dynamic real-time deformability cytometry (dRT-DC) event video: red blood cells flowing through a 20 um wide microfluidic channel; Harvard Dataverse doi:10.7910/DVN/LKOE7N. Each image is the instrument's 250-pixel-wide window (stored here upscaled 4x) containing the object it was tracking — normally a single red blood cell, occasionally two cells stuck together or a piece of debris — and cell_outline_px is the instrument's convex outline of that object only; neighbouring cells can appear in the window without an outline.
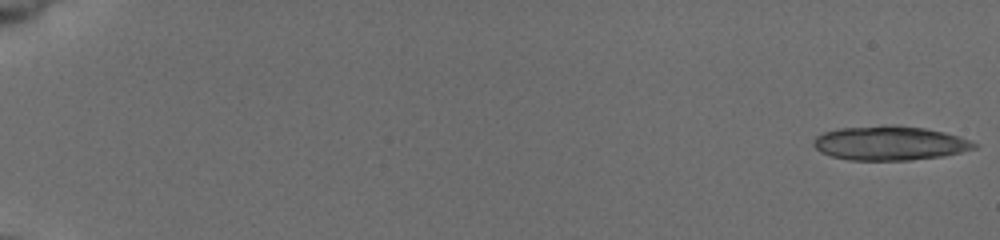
{"species": "common noctule bat (a hibernating species)", "species_latin": "Nyctalus noctula", "temperature_condition": "cold", "stored_images_in_passage": 9, "camera_frame_rate_fps": 3000, "um_per_image_px": 0.085, "animal": {"sex": "female", "body_mass_g": 19.5, "forearm_length_mm": 54.1}, "frame": {"image": 1, "passage_image": 1, "time_ms": 0.0, "image_size_px": [1000, 240], "cell_outline_px": [[980, 144], [976, 148], [960, 152], [940, 156], [908, 160], [848, 160], [832, 156], [820, 152], [812, 144], [812, 140], [816, 136], [824, 132], [840, 128], [884, 124], [924, 128], [944, 132], [960, 136], [972, 140]], "centroid_in_image_um": [75.63, 12.16], "position_along_channel_um": 9.4, "area_um2": 32.19}}